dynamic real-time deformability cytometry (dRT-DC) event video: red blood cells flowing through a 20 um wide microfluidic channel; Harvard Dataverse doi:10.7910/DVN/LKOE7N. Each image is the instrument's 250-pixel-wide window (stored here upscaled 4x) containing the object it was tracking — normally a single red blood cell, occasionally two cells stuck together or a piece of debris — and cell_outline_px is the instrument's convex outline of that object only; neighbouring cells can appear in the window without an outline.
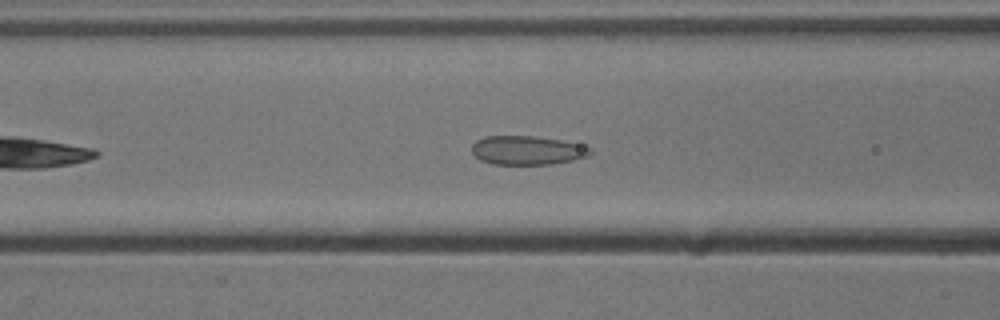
{"species": "common noctule bat (a hibernating species)", "species_latin": "Nyctalus noctula", "temperature_condition": "cold", "stored_images_in_passage": 40, "camera_frame_rate_fps": 3000, "um_per_image_px": 0.085, "animal": {"sex": "male", "body_mass_g": 13.3}, "frame": {"image": 1, "passage_image": 11, "time_ms": 3.333, "image_size_px": [1000, 320], "cell_outline_px": [[592, 152], [588, 156], [572, 160], [552, 164], [492, 164], [480, 160], [472, 152], [472, 144], [476, 140], [484, 136], [532, 136], [560, 140], [592, 148]], "centroid_in_image_um": [44.78, 12.78], "position_along_channel_um": 121.8, "area_um2": 19.83}}
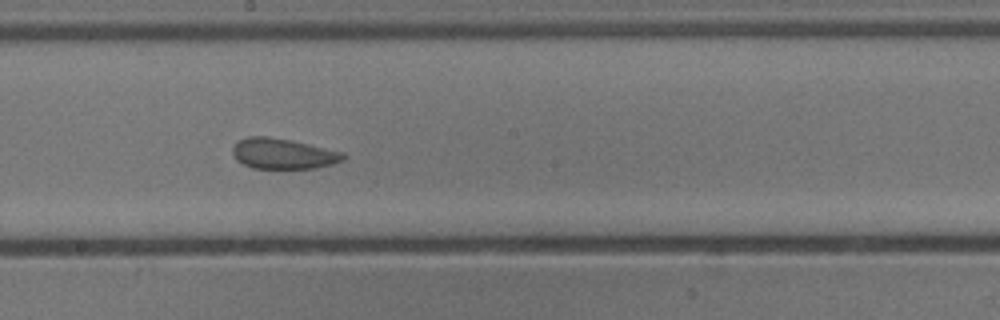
{"frame": {"image": 2, "passage_image": 19, "time_ms": 6.0, "image_size_px": [1000, 320], "cell_outline_px": [[348, 156], [344, 160], [332, 164], [316, 168], [252, 168], [236, 160], [232, 152], [232, 148], [240, 140], [248, 136], [268, 136], [292, 140], [344, 152]], "centroid_in_image_um": [24.09, 13.06], "position_along_channel_um": 224.1, "area_um2": 19.77}}
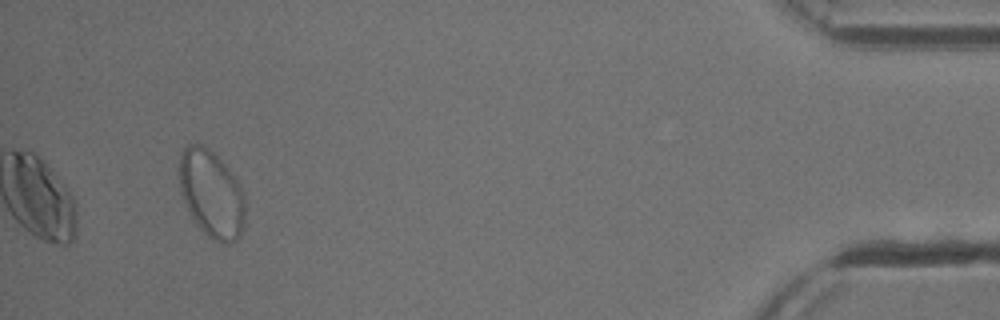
{"frame": {"image": 3, "passage_image": 40, "time_ms": 13.0, "image_size_px": [1000, 320], "cell_outline_px": [[244, 224], [240, 236], [236, 240], [228, 244], [220, 244], [212, 240], [196, 224], [180, 192], [180, 152], [188, 144], [200, 144], [208, 148], [220, 160], [236, 180], [244, 196]], "centroid_in_image_um": [17.97, 16.52], "position_along_channel_um": 417.2, "area_um2": 33.12}}